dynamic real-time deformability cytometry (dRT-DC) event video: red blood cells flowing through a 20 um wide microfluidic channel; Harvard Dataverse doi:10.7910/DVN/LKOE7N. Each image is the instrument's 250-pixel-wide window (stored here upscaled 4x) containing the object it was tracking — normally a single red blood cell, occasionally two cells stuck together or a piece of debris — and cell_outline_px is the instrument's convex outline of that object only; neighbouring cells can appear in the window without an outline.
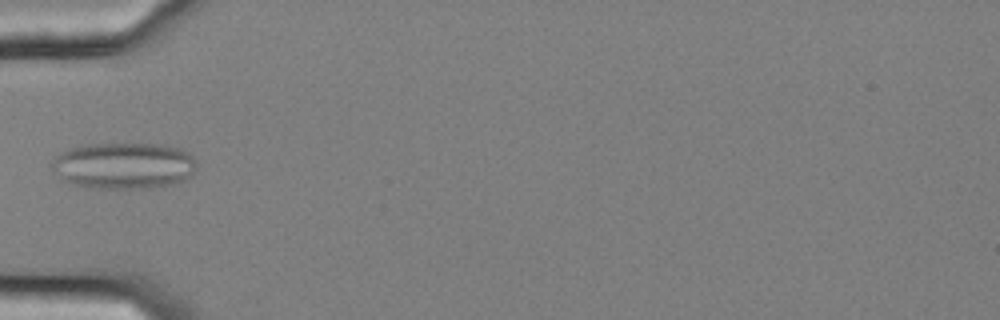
{"species": "common noctule bat (a hibernating species)", "species_latin": "Nyctalus noctula", "temperature_condition": "cold", "stored_images_in_passage": 8, "camera_frame_rate_fps": 3000, "um_per_image_px": 0.085, "animal": {"sex": "female", "body_mass_g": 25.1}, "frame": {"image": 1, "passage_image": 1, "time_ms": 0.0, "image_size_px": [1000, 320], "cell_outline_px": [[196, 168], [192, 176], [184, 180], [172, 184], [152, 188], [100, 188], [76, 184], [60, 180], [52, 168], [52, 160], [56, 156], [68, 148], [80, 144], [164, 144], [180, 148], [188, 152], [196, 160]], "centroid_in_image_um": [10.54, 14.07], "position_along_channel_um": 74.5, "area_um2": 39.54}}